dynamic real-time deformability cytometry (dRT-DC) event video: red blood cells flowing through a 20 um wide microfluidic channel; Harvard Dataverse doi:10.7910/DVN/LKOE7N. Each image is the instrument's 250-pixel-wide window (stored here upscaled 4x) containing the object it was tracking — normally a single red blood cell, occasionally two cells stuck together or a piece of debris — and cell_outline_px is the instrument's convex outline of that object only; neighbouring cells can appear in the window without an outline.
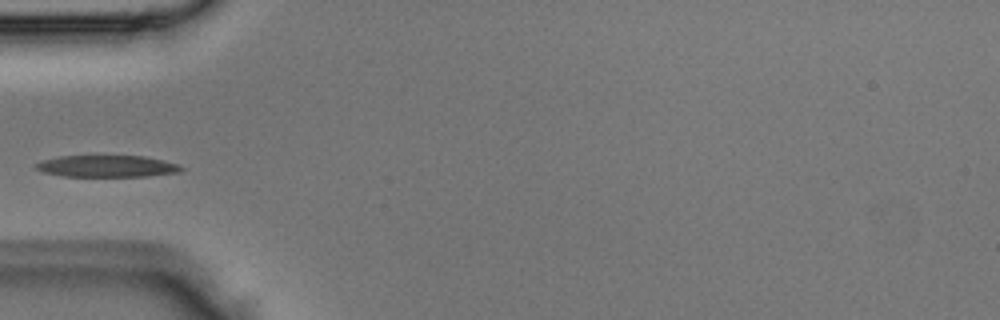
{"species": "Egyptian fruit bat (a non-hibernating species)", "species_latin": "Rousettus aegyptiacus", "temperature_condition": "room temperature", "stored_images_in_passage": 2, "camera_frame_rate_fps": 3000, "um_per_image_px": 0.085, "animal": {"sex": "male"}, "frame": {"image": 1, "passage_image": 2, "time_ms": 0.333, "image_size_px": [1000, 320], "cell_outline_px": [[184, 168], [180, 172], [148, 176], [64, 176], [44, 172], [36, 168], [36, 164], [44, 160], [60, 156], [144, 156], [164, 160], [176, 164]], "centroid_in_image_um": [9.14, 14.13], "position_along_channel_um": 75.9, "area_um2": 18.15}}